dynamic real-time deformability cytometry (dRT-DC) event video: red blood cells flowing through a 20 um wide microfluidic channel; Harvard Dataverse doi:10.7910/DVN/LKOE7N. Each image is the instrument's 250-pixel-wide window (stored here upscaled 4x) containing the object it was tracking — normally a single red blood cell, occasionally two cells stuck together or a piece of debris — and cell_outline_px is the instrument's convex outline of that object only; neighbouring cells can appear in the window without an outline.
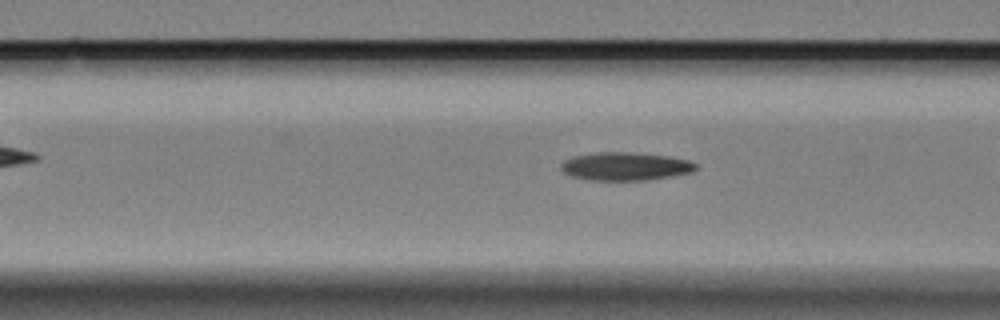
{"species": "Egyptian fruit bat (a non-hibernating species)", "species_latin": "Rousettus aegyptiacus", "temperature_condition": "cold", "stored_images_in_passage": 29, "camera_frame_rate_fps": 3000, "um_per_image_px": 0.085, "animal": {"sex": "female"}, "frame": {"image": 1, "passage_image": 5, "time_ms": 1.333, "image_size_px": [1000, 320], "cell_outline_px": [[700, 168], [692, 172], [644, 180], [588, 180], [572, 176], [564, 172], [560, 168], [560, 164], [564, 160], [576, 156], [596, 152], [628, 152], [668, 156], [688, 160], [700, 164]], "centroid_in_image_um": [53.18, 14.13], "position_along_channel_um": 113.4, "area_um2": 22.08}}
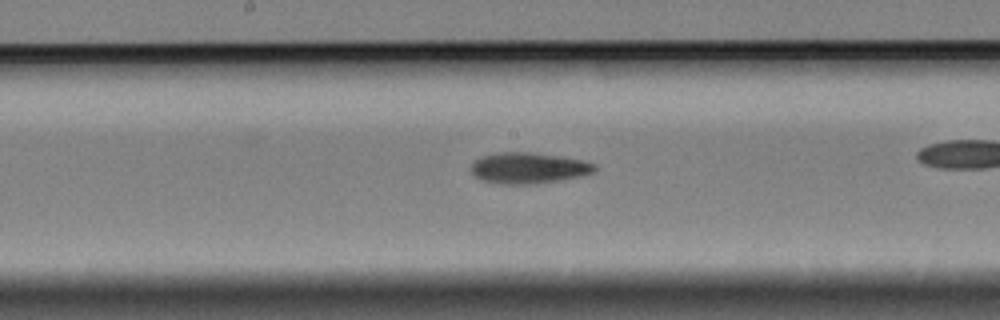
{"frame": {"image": 2, "passage_image": 13, "time_ms": 4.0, "image_size_px": [1000, 320], "cell_outline_px": [[596, 172], [580, 176], [560, 180], [536, 184], [500, 184], [484, 180], [476, 176], [472, 172], [472, 160], [480, 156], [500, 152], [528, 152], [560, 156], [584, 160], [596, 164]], "centroid_in_image_um": [44.94, 14.27], "position_along_channel_um": 203.3, "area_um2": 22.43}}
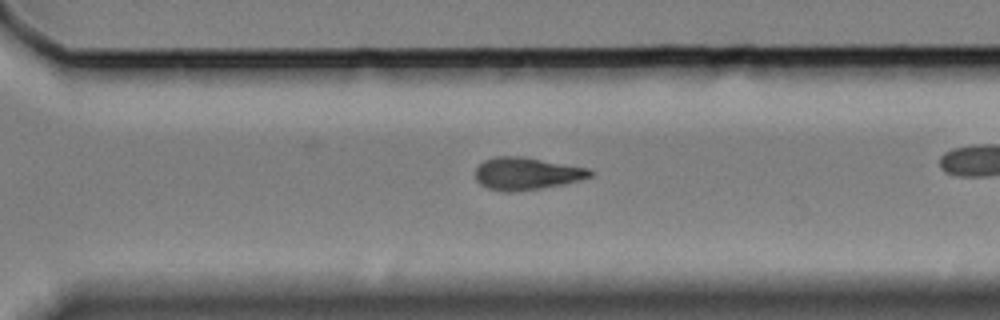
{"frame": {"image": 3, "passage_image": 24, "time_ms": 7.667, "image_size_px": [1000, 320], "cell_outline_px": [[596, 172], [592, 176], [580, 180], [564, 184], [540, 188], [508, 192], [504, 192], [488, 188], [480, 184], [476, 180], [476, 168], [484, 160], [496, 156], [520, 156], [588, 168]], "centroid_in_image_um": [44.77, 14.75], "position_along_channel_um": 325.8, "area_um2": 21.56}}